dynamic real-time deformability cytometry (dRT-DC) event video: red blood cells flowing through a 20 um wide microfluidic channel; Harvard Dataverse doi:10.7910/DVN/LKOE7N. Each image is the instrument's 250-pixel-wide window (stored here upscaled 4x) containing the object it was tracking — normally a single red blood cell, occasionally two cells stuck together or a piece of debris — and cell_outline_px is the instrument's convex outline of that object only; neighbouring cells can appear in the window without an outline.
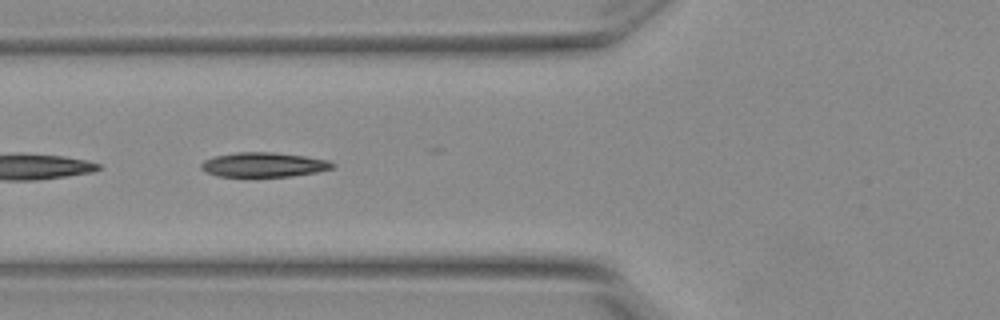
{"species": "Egyptian fruit bat (a non-hibernating species)", "species_latin": "Rousettus aegyptiacus", "temperature_condition": "warm", "stored_images_in_passage": 23, "segment_of_instrument_passage": [2, 2], "camera_frame_rate_fps": 3000, "um_per_image_px": 0.085, "animal": {"sex": "female"}, "frame": {"image": 1, "passage_image": 21, "time_ms": 6.667, "image_size_px": [1000, 320], "cell_outline_px": [[336, 164], [332, 168], [316, 172], [288, 176], [216, 176], [200, 168], [200, 164], [204, 160], [212, 156], [236, 152], [272, 152], [304, 156], [328, 160]], "centroid_in_image_um": [22.38, 13.99], "position_along_channel_um": 103.4, "area_um2": 18.67}}